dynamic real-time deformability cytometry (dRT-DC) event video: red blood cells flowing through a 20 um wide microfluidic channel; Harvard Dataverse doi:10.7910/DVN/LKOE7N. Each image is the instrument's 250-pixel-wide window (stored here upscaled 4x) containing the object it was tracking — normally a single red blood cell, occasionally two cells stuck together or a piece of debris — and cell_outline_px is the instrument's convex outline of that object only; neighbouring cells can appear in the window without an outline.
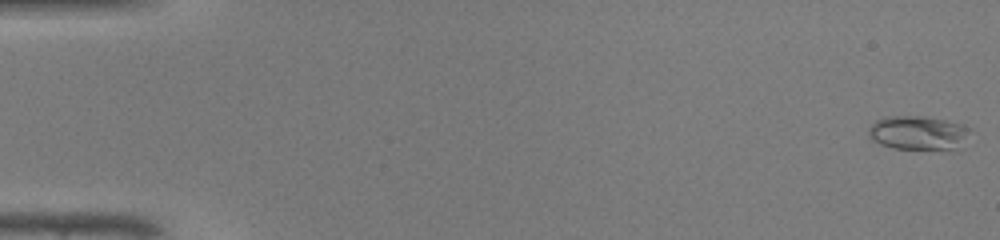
{"species": "common noctule bat (a hibernating species)", "species_latin": "Nyctalus noctula", "temperature_condition": "warm", "stored_images_in_passage": 47, "camera_frame_rate_fps": 3000, "um_per_image_px": 0.085, "animal": {"sex": "male", "body_mass_g": 19.0, "forearm_length_mm": 50.8}, "frame": {"image": 1, "passage_image": 1, "time_ms": 0.0, "image_size_px": [1000, 240], "cell_outline_px": [[972, 128], [952, 148], [892, 148], [880, 144], [872, 140], [868, 132], [868, 128], [876, 120], [884, 116], [924, 116], [944, 120], [960, 124]], "centroid_in_image_um": [77.9, 11.25], "position_along_channel_um": 7.1, "area_um2": 19.31}}
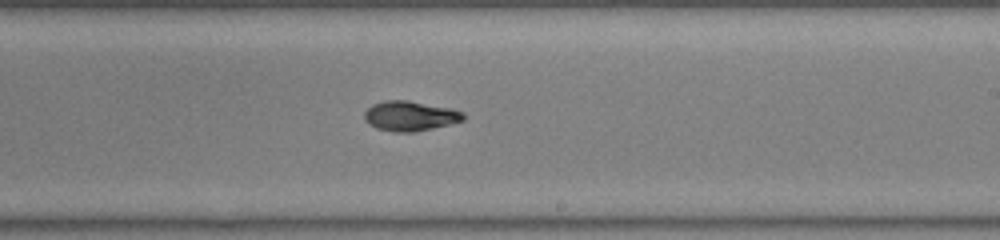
{"frame": {"image": 2, "passage_image": 29, "time_ms": 9.333, "image_size_px": [1000, 240], "cell_outline_px": [[464, 120], [416, 132], [396, 132], [376, 128], [368, 124], [364, 120], [364, 112], [372, 104], [384, 100], [408, 100], [452, 108], [464, 112]], "centroid_in_image_um": [34.83, 9.85], "position_along_channel_um": 254.2, "area_um2": 17.34}}
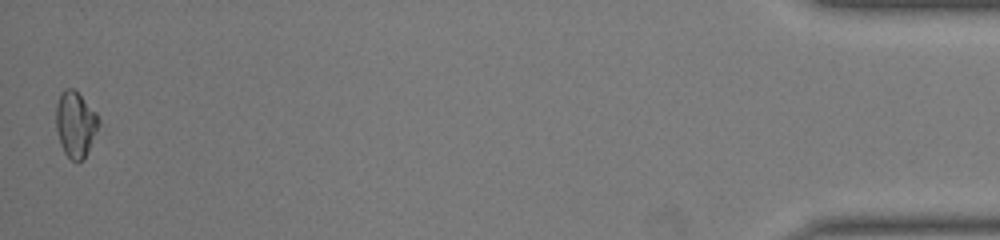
{"frame": {"image": 3, "passage_image": 47, "time_ms": 15.333, "image_size_px": [1000, 240], "cell_outline_px": [[100, 124], [84, 160], [72, 160], [64, 152], [60, 144], [56, 128], [56, 104], [60, 92], [64, 88], [72, 88], [96, 112], [100, 120]], "centroid_in_image_um": [6.41, 10.55], "position_along_channel_um": 428.8, "area_um2": 16.3}, "authors_computed_cell_mechanics": {"area_um2": 17.2822, "velocity_mm_per_s": 4.3704, "shape_relaxation_time_tau1_ms": 8.1012, "shape_relaxation_time_tau2_ms": 2.4239, "deformation_change_tau1": 0.2418, "deformation_change_tau2": 0.0528}}